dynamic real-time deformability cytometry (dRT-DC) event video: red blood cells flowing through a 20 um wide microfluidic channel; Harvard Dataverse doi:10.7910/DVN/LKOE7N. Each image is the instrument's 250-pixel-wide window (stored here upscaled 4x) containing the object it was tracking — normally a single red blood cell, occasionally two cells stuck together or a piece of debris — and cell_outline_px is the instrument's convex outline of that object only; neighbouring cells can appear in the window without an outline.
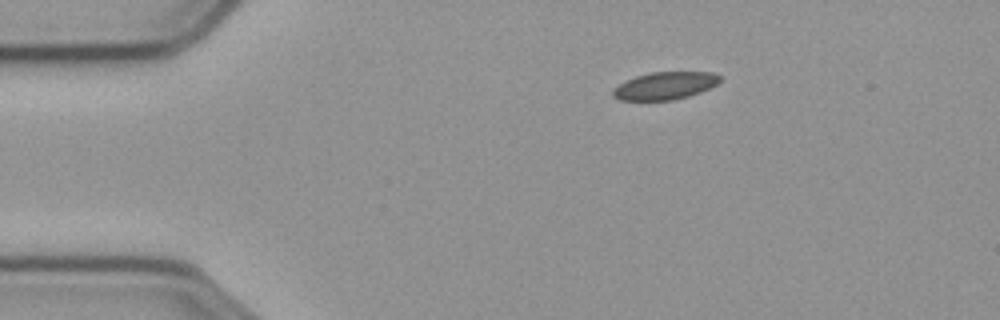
{"species": "common noctule bat (a hibernating species)", "species_latin": "Nyctalus noctula", "temperature_condition": "cold", "stored_images_in_passage": 48, "camera_frame_rate_fps": 3000, "um_per_image_px": 0.085, "animal": {"sex": "male", "body_mass_g": 23.1, "forearm_length_mm": 52.7}, "frame": {"image": 1, "passage_image": 1, "time_ms": 0.0, "image_size_px": [1000, 320], "cell_outline_px": [[720, 80], [716, 84], [700, 92], [688, 96], [672, 100], [620, 100], [612, 96], [612, 88], [624, 80], [648, 72], [716, 72], [720, 76]], "centroid_in_image_um": [56.47, 7.28], "position_along_channel_um": 28.5, "area_um2": 17.28}}
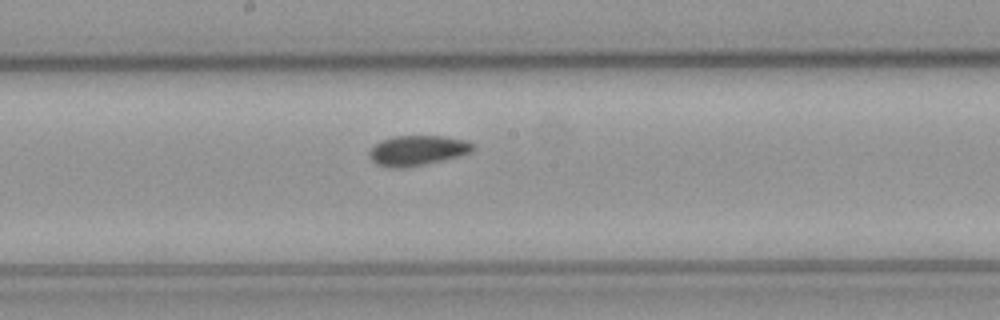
{"frame": {"image": 2, "passage_image": 21, "time_ms": 6.667, "image_size_px": [1000, 320], "cell_outline_px": [[476, 148], [472, 152], [424, 164], [404, 168], [388, 168], [376, 164], [368, 156], [368, 152], [380, 140], [396, 136], [444, 136], [468, 140], [476, 144]], "centroid_in_image_um": [35.49, 12.78], "position_along_channel_um": 212.7, "area_um2": 18.26}}
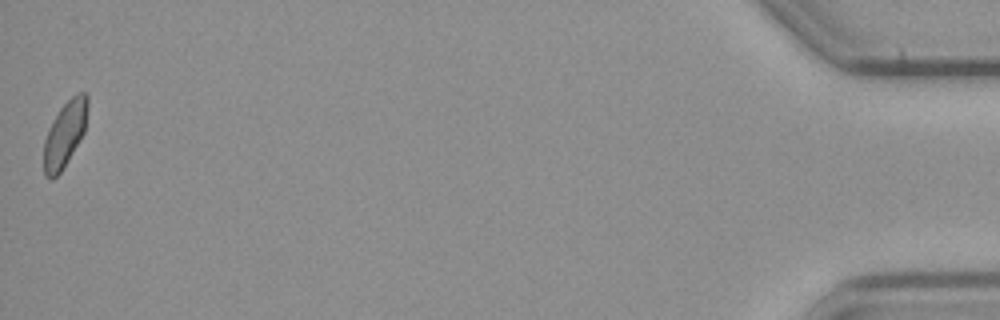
{"frame": {"image": 3, "passage_image": 48, "time_ms": 15.667, "image_size_px": [1000, 320], "cell_outline_px": [[88, 104], [84, 132], [60, 172], [52, 180], [44, 176], [44, 140], [48, 128], [52, 120], [60, 108], [76, 92], [84, 92], [88, 96]], "centroid_in_image_um": [5.49, 11.37], "position_along_channel_um": 429.7, "area_um2": 16.59}, "authors_computed_cell_mechanics": {"area_um2": 17.6579, "velocity_mm_per_s": 3.5722, "shape_relaxation_time_tau1_ms": null, "shape_relaxation_time_tau2_ms": 7.7384, "deformation_change_tau1": null, "deformation_change_tau2": 0.0803}}